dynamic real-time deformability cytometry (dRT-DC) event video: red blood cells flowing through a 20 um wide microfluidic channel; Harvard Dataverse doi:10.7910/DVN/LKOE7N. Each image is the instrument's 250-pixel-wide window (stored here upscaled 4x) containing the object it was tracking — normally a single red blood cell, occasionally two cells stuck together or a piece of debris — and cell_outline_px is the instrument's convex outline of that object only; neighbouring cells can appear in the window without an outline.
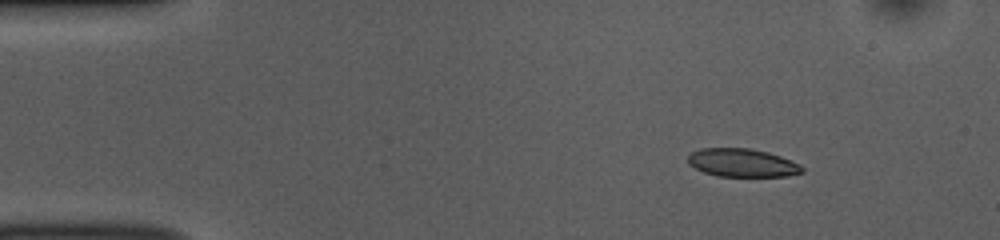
{"species": "common noctule bat (a hibernating species)", "species_latin": "Nyctalus noctula", "temperature_condition": "room temperature", "stored_images_in_passage": 46, "camera_frame_rate_fps": 3000, "um_per_image_px": 0.085, "animal": {"sex": "female", "body_mass_g": 10.0, "forearm_length_mm": 53.1}, "frame": {"image": 1, "passage_image": 1, "time_ms": 0.0, "image_size_px": [1000, 240], "cell_outline_px": [[804, 172], [788, 176], [716, 176], [704, 172], [688, 164], [688, 156], [692, 152], [700, 148], [752, 148], [768, 152], [780, 156], [800, 164], [804, 168]], "centroid_in_image_um": [63.1, 13.83], "position_along_channel_um": 21.9, "area_um2": 18.84}}
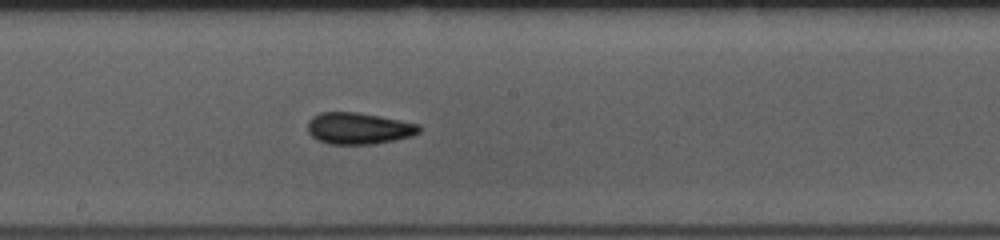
{"frame": {"image": 2, "passage_image": 22, "time_ms": 7.0, "image_size_px": [1000, 240], "cell_outline_px": [[420, 132], [412, 136], [396, 140], [372, 144], [328, 144], [312, 136], [308, 132], [308, 120], [312, 116], [320, 112], [356, 112], [400, 120], [420, 124]], "centroid_in_image_um": [30.49, 10.91], "position_along_channel_um": 217.7, "area_um2": 20.52}}
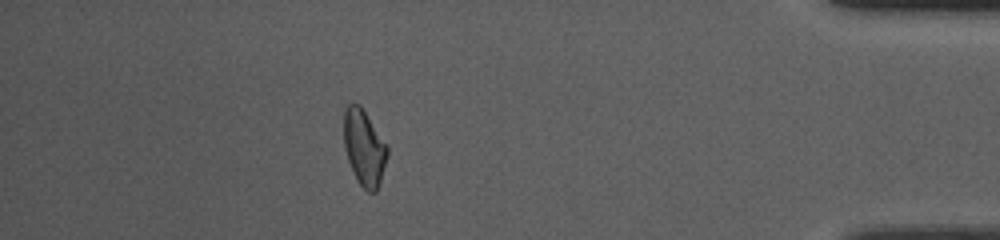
{"frame": {"image": 3, "passage_image": 40, "time_ms": 13.0, "image_size_px": [1000, 240], "cell_outline_px": [[388, 156], [376, 192], [368, 192], [360, 184], [348, 160], [344, 148], [344, 108], [348, 104], [360, 104], [388, 144]], "centroid_in_image_um": [30.97, 12.5], "position_along_channel_um": 404.2, "area_um2": 19.25}, "authors_computed_cell_mechanics": {"area_um2": 19.941, "velocity_mm_per_s": 3.8767, "shape_relaxation_time_tau1_ms": 7.4798, "shape_relaxation_time_tau2_ms": 4.3786, "deformation_change_tau1": 0.1398, "deformation_change_tau2": 0.1036}}